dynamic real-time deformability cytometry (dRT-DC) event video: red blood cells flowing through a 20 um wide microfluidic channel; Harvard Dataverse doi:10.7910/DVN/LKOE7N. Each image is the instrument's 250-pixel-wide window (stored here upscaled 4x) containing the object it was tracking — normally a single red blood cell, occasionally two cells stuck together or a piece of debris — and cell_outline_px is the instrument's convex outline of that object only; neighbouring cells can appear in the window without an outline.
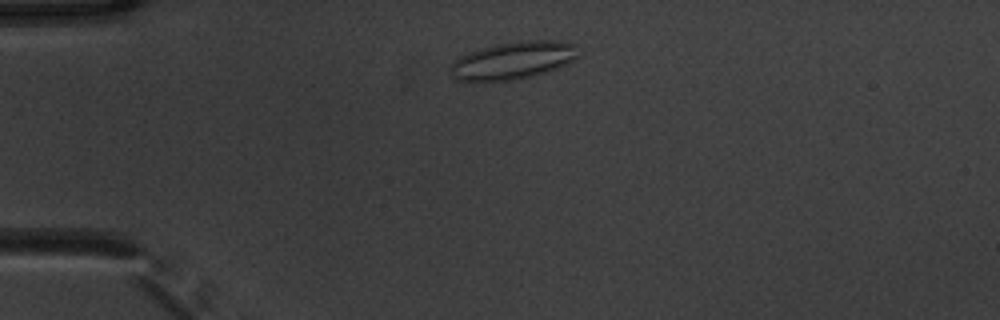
{"species": "common noctule bat (a hibernating species)", "species_latin": "Nyctalus noctula", "temperature_condition": "warm", "stored_images_in_passage": 42, "camera_frame_rate_fps": 3000, "um_per_image_px": 0.085, "animal": {"sex": "male", "body_mass_g": 20.1, "forearm_length_mm": 53.5}, "frame": {"image": 1, "passage_image": 2, "time_ms": 0.333, "image_size_px": [1000, 320], "cell_outline_px": [[580, 56], [548, 72], [516, 80], [476, 84], [460, 80], [452, 76], [448, 68], [452, 60], [460, 56], [496, 44], [516, 40], [552, 40], [580, 44]], "centroid_in_image_um": [43.6, 5.16], "position_along_channel_um": 41.4, "area_um2": 28.96}}
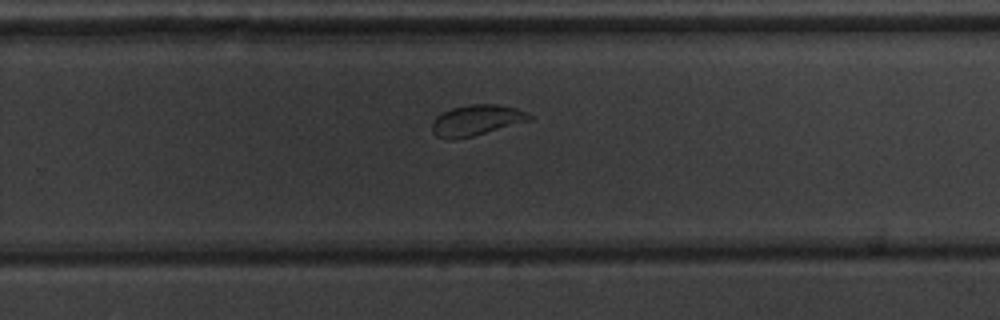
{"frame": {"image": 2, "passage_image": 24, "time_ms": 7.667, "image_size_px": [1000, 320], "cell_outline_px": [[536, 120], [472, 136], [452, 140], [448, 140], [436, 136], [432, 132], [432, 120], [436, 116], [452, 108], [468, 104], [496, 104], [516, 108], [528, 112]], "centroid_in_image_um": [40.54, 10.23], "position_along_channel_um": 289.3, "area_um2": 17.8}}
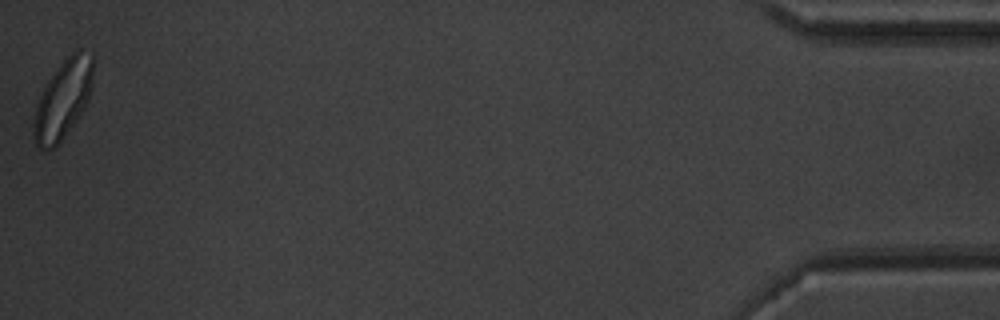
{"frame": {"image": 3, "passage_image": 42, "time_ms": 13.667, "image_size_px": [1000, 320], "cell_outline_px": [[96, 60], [88, 100], [84, 108], [76, 120], [56, 148], [48, 152], [40, 148], [36, 144], [32, 132], [32, 124], [36, 104], [48, 80], [60, 64], [76, 48], [80, 48], [92, 52], [96, 56]], "centroid_in_image_um": [5.38, 8.41], "position_along_channel_um": 429.8, "area_um2": 27.86}, "authors_computed_cell_mechanics": {"area_um2": 19.1896, "velocity_mm_per_s": 3.8083, "shape_relaxation_time_tau1_ms": 8.042, "shape_relaxation_time_tau2_ms": 0.7484, "deformation_change_tau1": 0.2036, "deformation_change_tau2": 0.0658}}